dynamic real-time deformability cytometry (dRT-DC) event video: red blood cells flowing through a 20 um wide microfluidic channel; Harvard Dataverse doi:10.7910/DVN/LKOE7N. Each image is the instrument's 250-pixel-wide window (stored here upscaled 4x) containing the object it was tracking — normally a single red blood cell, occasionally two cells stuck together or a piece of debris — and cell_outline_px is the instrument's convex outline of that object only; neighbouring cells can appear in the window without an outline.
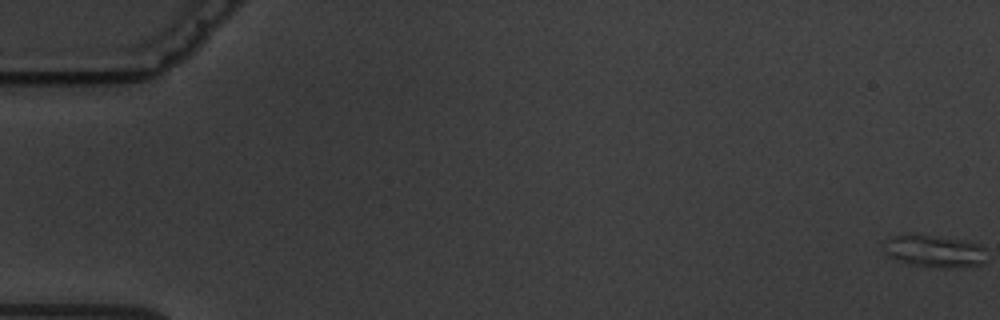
{"species": "common noctule bat (a hibernating species)", "species_latin": "Nyctalus noctula", "temperature_condition": "warm", "stored_images_in_passage": 7, "segment_of_instrument_passage": [1, 2], "camera_frame_rate_fps": 3000, "um_per_image_px": 0.085, "animal": {"sex": "male", "body_mass_g": 19.5, "forearm_length_mm": 54.6}, "frame": {"image": 1, "passage_image": 1, "time_ms": 0.0, "image_size_px": [1000, 320], "cell_outline_px": [[984, 264], [952, 268], [940, 268], [912, 264], [900, 260], [892, 256], [888, 252], [888, 240], [892, 236], [928, 236], [964, 240], [980, 244], [984, 248]], "centroid_in_image_um": [79.57, 21.38], "position_along_channel_um": 5.4, "area_um2": 18.26}}
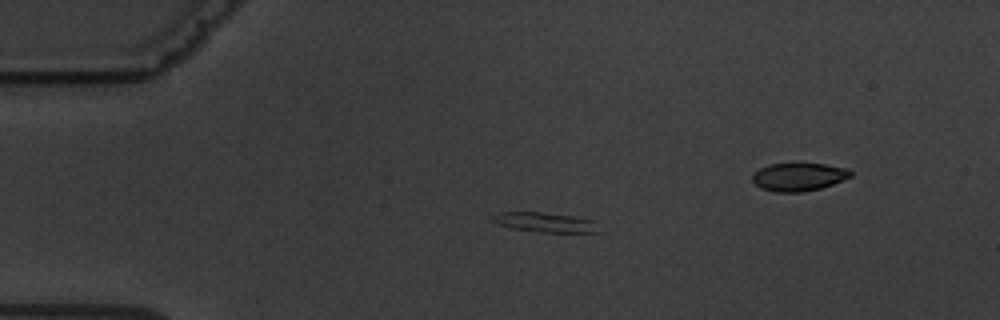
{"frame": {"image": 2, "passage_image": 5, "time_ms": 4.667, "image_size_px": [1000, 320], "cell_outline_px": [[600, 232], [540, 232], [508, 228], [492, 220], [492, 216], [500, 212], [540, 212], [576, 216], [596, 220]], "centroid_in_image_um": [46.38, 18.89], "position_along_channel_um": 38.6, "area_um2": 12.31}}